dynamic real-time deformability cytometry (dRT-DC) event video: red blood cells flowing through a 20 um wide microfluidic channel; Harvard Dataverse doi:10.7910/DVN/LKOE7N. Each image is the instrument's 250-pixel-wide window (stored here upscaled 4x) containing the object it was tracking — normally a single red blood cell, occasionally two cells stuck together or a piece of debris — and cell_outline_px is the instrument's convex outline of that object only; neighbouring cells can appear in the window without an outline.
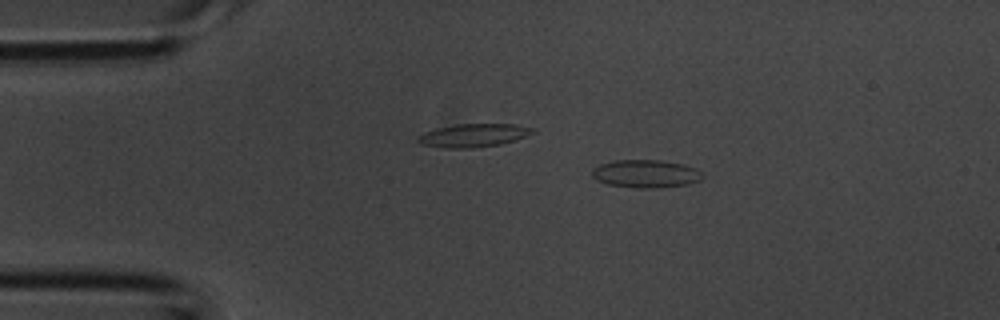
{"species": "common noctule bat (a hibernating species)", "species_latin": "Nyctalus noctula", "temperature_condition": "room temperature", "stored_images_in_passage": 2, "camera_frame_rate_fps": 3000, "um_per_image_px": 0.085, "animal": {"sex": "male", "body_mass_g": 20.1, "forearm_length_mm": 53.5}, "frame": {"image": 1, "passage_image": 1, "time_ms": 0.0, "image_size_px": [1000, 320], "cell_outline_px": [[704, 176], [700, 180], [688, 184], [652, 188], [636, 188], [608, 184], [596, 180], [592, 176], [592, 168], [600, 164], [616, 160], [660, 160], [684, 164], [696, 168], [704, 172]], "centroid_in_image_um": [54.91, 14.76], "position_along_channel_um": 30.1, "area_um2": 18.09}}